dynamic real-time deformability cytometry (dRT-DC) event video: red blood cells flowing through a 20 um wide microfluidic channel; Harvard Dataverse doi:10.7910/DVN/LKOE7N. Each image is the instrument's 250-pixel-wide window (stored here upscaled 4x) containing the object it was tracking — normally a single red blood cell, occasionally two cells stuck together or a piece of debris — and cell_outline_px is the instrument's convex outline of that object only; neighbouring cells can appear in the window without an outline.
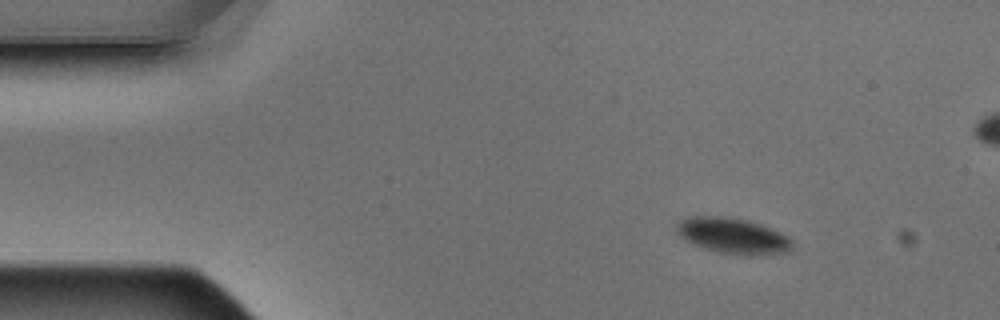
{"species": "Egyptian fruit bat (a non-hibernating species)", "species_latin": "Rousettus aegyptiacus", "temperature_condition": "warm", "stored_images_in_passage": 5, "camera_frame_rate_fps": 3000, "um_per_image_px": 0.085, "animal": {"sex": "male"}, "frame": {"image": 1, "passage_image": 1, "time_ms": 0.0, "image_size_px": [1000, 320], "cell_outline_px": [[792, 248], [788, 252], [748, 256], [744, 256], [716, 252], [692, 244], [684, 240], [676, 232], [676, 224], [680, 220], [688, 216], [724, 216], [748, 220], [760, 224], [788, 236], [792, 240]], "centroid_in_image_um": [62.26, 20.05], "position_along_channel_um": 22.7, "area_um2": 24.39}}
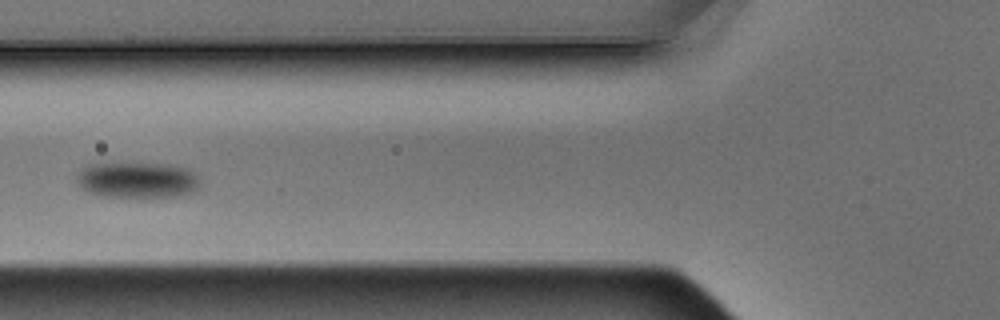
{"frame": {"image": 2, "passage_image": 5, "time_ms": 1.333, "image_size_px": [1000, 320], "cell_outline_px": [[200, 188], [180, 196], [100, 196], [88, 192], [76, 184], [76, 176], [80, 168], [84, 164], [168, 164], [188, 168], [196, 172], [200, 176]], "centroid_in_image_um": [11.68, 15.29], "position_along_channel_um": 114.1, "area_um2": 26.01}}